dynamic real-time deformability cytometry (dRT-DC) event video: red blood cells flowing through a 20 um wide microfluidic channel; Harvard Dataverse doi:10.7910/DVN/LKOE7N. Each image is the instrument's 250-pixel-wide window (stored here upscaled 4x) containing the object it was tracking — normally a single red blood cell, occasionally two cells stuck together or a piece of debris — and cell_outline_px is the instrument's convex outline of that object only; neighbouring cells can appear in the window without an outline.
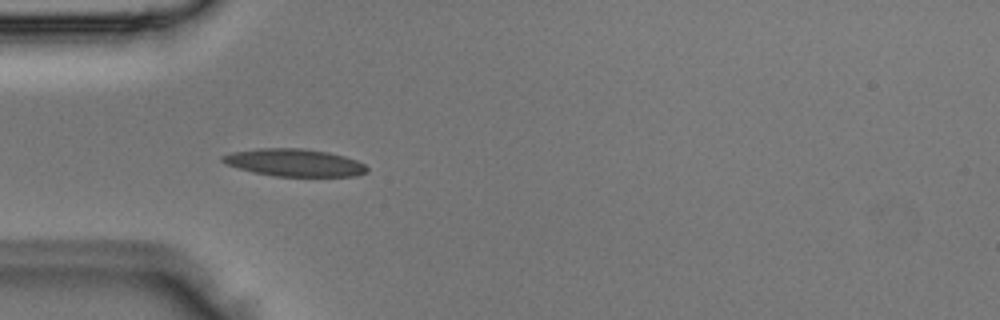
{"species": "Egyptian fruit bat (a non-hibernating species)", "species_latin": "Rousettus aegyptiacus", "temperature_condition": "room temperature", "stored_images_in_passage": 4, "camera_frame_rate_fps": 3000, "um_per_image_px": 0.085, "animal": {"sex": "male"}, "frame": {"image": 1, "passage_image": 4, "time_ms": 1.0, "image_size_px": [1000, 320], "cell_outline_px": [[368, 172], [352, 176], [276, 176], [252, 172], [224, 164], [220, 160], [220, 156], [232, 152], [256, 148], [304, 148], [328, 152], [344, 156], [356, 160], [364, 164], [368, 168]], "centroid_in_image_um": [24.97, 13.81], "position_along_channel_um": 60.0, "area_um2": 23.24}}